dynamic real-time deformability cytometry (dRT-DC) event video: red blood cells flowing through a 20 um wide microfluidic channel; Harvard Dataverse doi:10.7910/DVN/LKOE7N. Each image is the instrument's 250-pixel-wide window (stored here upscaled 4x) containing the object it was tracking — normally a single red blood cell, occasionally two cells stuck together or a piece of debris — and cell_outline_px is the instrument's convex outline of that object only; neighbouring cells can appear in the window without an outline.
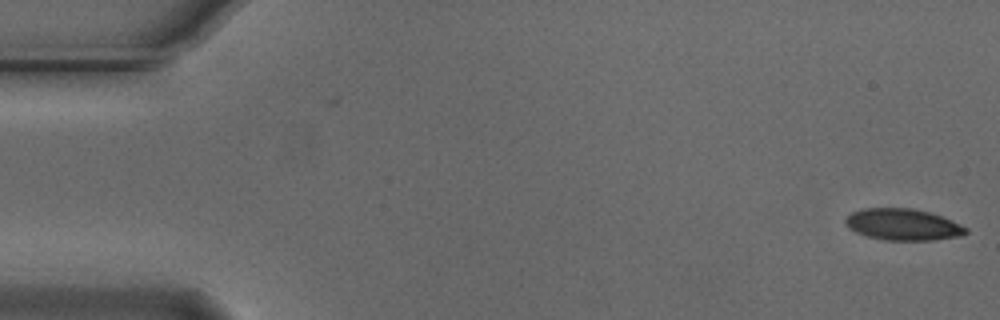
{"species": "Egyptian fruit bat (a non-hibernating species)", "species_latin": "Rousettus aegyptiacus", "temperature_condition": "cold", "stored_images_in_passage": 54, "camera_frame_rate_fps": 3000, "um_per_image_px": 0.085, "animal": {"sex": "male"}, "frame": {"image": 1, "passage_image": 1, "time_ms": 0.0, "image_size_px": [1000, 320], "cell_outline_px": [[968, 232], [964, 236], [932, 240], [884, 240], [868, 236], [856, 232], [848, 228], [844, 224], [844, 220], [852, 212], [864, 208], [912, 208], [928, 212], [952, 220], [968, 228]], "centroid_in_image_um": [76.76, 19.09], "position_along_channel_um": 8.2, "area_um2": 22.2}}
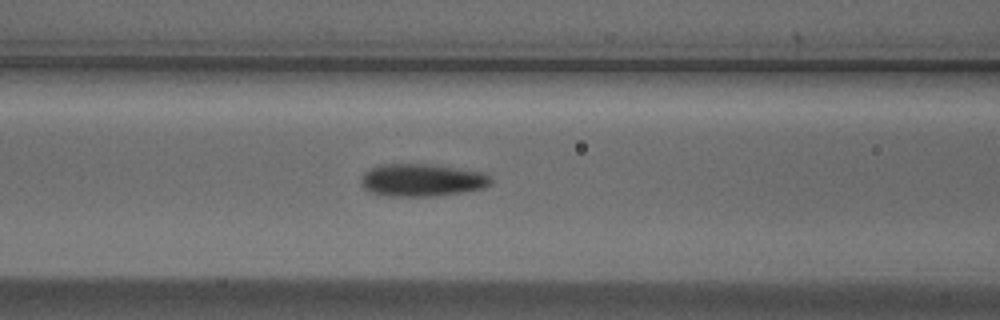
{"frame": {"image": 2, "passage_image": 22, "time_ms": 7.0, "image_size_px": [1000, 320], "cell_outline_px": [[492, 180], [488, 184], [480, 188], [460, 192], [436, 196], [388, 196], [372, 192], [364, 188], [360, 184], [360, 180], [364, 172], [380, 164], [432, 164], [484, 172]], "centroid_in_image_um": [35.81, 15.3], "position_along_channel_um": 130.8, "area_um2": 24.45}}
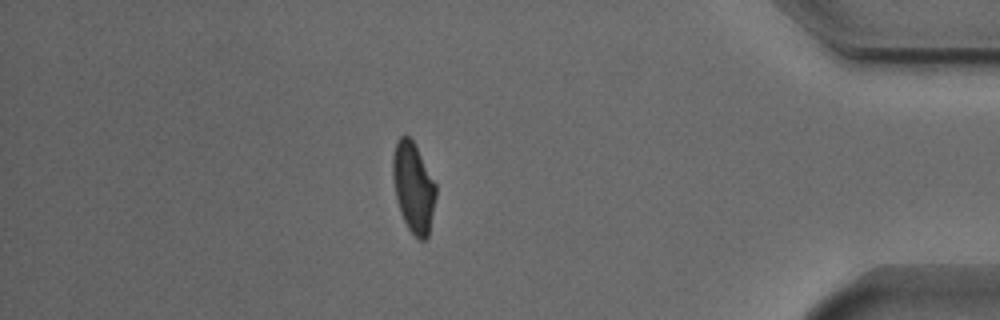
{"frame": {"image": 3, "passage_image": 47, "time_ms": 15.333, "image_size_px": [1000, 320], "cell_outline_px": [[436, 196], [428, 236], [424, 240], [420, 240], [408, 228], [400, 212], [396, 196], [392, 176], [392, 156], [396, 140], [400, 136], [408, 136], [412, 140], [436, 184]], "centroid_in_image_um": [35.12, 15.91], "position_along_channel_um": 400.1, "area_um2": 22.37}, "authors_computed_cell_mechanics": {"area_um2": 23.3801, "velocity_mm_per_s": 3.7235, "shape_relaxation_time_tau1_ms": 4.6042, "shape_relaxation_time_tau2_ms": 1.8143, "deformation_change_tau1": 0.1582, "deformation_change_tau2": 0.0539}}